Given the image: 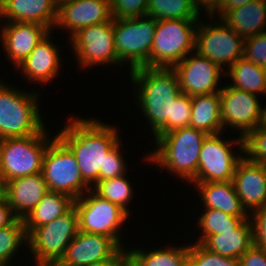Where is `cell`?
Instances as JSON below:
<instances>
[{
	"label": "cell",
	"instance_id": "cell-1",
	"mask_svg": "<svg viewBox=\"0 0 266 266\" xmlns=\"http://www.w3.org/2000/svg\"><path fill=\"white\" fill-rule=\"evenodd\" d=\"M66 121L55 135L71 150L83 180L92 188L104 180L105 157L122 140L121 131L111 123L90 117L70 116Z\"/></svg>",
	"mask_w": 266,
	"mask_h": 266
},
{
	"label": "cell",
	"instance_id": "cell-2",
	"mask_svg": "<svg viewBox=\"0 0 266 266\" xmlns=\"http://www.w3.org/2000/svg\"><path fill=\"white\" fill-rule=\"evenodd\" d=\"M128 73L136 89L135 106L145 116L154 140L171 132L173 103L182 93L176 72L172 68L141 67Z\"/></svg>",
	"mask_w": 266,
	"mask_h": 266
},
{
	"label": "cell",
	"instance_id": "cell-3",
	"mask_svg": "<svg viewBox=\"0 0 266 266\" xmlns=\"http://www.w3.org/2000/svg\"><path fill=\"white\" fill-rule=\"evenodd\" d=\"M207 135L191 126L161 134L143 160L191 184L197 177L199 154Z\"/></svg>",
	"mask_w": 266,
	"mask_h": 266
},
{
	"label": "cell",
	"instance_id": "cell-4",
	"mask_svg": "<svg viewBox=\"0 0 266 266\" xmlns=\"http://www.w3.org/2000/svg\"><path fill=\"white\" fill-rule=\"evenodd\" d=\"M15 87L0 78V139L39 134L47 127L41 115L39 90Z\"/></svg>",
	"mask_w": 266,
	"mask_h": 266
},
{
	"label": "cell",
	"instance_id": "cell-5",
	"mask_svg": "<svg viewBox=\"0 0 266 266\" xmlns=\"http://www.w3.org/2000/svg\"><path fill=\"white\" fill-rule=\"evenodd\" d=\"M55 136H50L45 128L39 134L1 139L0 179L3 185L17 177L41 173L45 151Z\"/></svg>",
	"mask_w": 266,
	"mask_h": 266
},
{
	"label": "cell",
	"instance_id": "cell-6",
	"mask_svg": "<svg viewBox=\"0 0 266 266\" xmlns=\"http://www.w3.org/2000/svg\"><path fill=\"white\" fill-rule=\"evenodd\" d=\"M156 25L157 20L148 15L114 19L115 51L120 68L127 64L129 71L150 67Z\"/></svg>",
	"mask_w": 266,
	"mask_h": 266
},
{
	"label": "cell",
	"instance_id": "cell-7",
	"mask_svg": "<svg viewBox=\"0 0 266 266\" xmlns=\"http://www.w3.org/2000/svg\"><path fill=\"white\" fill-rule=\"evenodd\" d=\"M199 19L157 20L150 51V68H173L195 51Z\"/></svg>",
	"mask_w": 266,
	"mask_h": 266
},
{
	"label": "cell",
	"instance_id": "cell-8",
	"mask_svg": "<svg viewBox=\"0 0 266 266\" xmlns=\"http://www.w3.org/2000/svg\"><path fill=\"white\" fill-rule=\"evenodd\" d=\"M78 216V230L110 237L121 249L125 242L121 239L122 227L130 219L118 205L97 195L92 189L74 202ZM124 225V226H123Z\"/></svg>",
	"mask_w": 266,
	"mask_h": 266
},
{
	"label": "cell",
	"instance_id": "cell-9",
	"mask_svg": "<svg viewBox=\"0 0 266 266\" xmlns=\"http://www.w3.org/2000/svg\"><path fill=\"white\" fill-rule=\"evenodd\" d=\"M223 132L207 135L199 154L197 177L191 183L233 181L235 168L244 156L243 138L225 139ZM230 140V141H229ZM234 146L240 153H235ZM234 149V150H233Z\"/></svg>",
	"mask_w": 266,
	"mask_h": 266
},
{
	"label": "cell",
	"instance_id": "cell-10",
	"mask_svg": "<svg viewBox=\"0 0 266 266\" xmlns=\"http://www.w3.org/2000/svg\"><path fill=\"white\" fill-rule=\"evenodd\" d=\"M41 174L49 191L69 195L75 200L91 189L83 180L71 150L57 136L45 151Z\"/></svg>",
	"mask_w": 266,
	"mask_h": 266
},
{
	"label": "cell",
	"instance_id": "cell-11",
	"mask_svg": "<svg viewBox=\"0 0 266 266\" xmlns=\"http://www.w3.org/2000/svg\"><path fill=\"white\" fill-rule=\"evenodd\" d=\"M207 18L208 23L202 17L199 19L195 33V51L227 70L243 57L244 39L220 18L216 20L213 15H208Z\"/></svg>",
	"mask_w": 266,
	"mask_h": 266
},
{
	"label": "cell",
	"instance_id": "cell-12",
	"mask_svg": "<svg viewBox=\"0 0 266 266\" xmlns=\"http://www.w3.org/2000/svg\"><path fill=\"white\" fill-rule=\"evenodd\" d=\"M78 231V216L73 206L50 223L36 227L27 236L29 253L26 256L32 255V262H59Z\"/></svg>",
	"mask_w": 266,
	"mask_h": 266
},
{
	"label": "cell",
	"instance_id": "cell-13",
	"mask_svg": "<svg viewBox=\"0 0 266 266\" xmlns=\"http://www.w3.org/2000/svg\"><path fill=\"white\" fill-rule=\"evenodd\" d=\"M75 61L81 69L118 65L115 51L114 19L96 25L86 26L76 32L68 41Z\"/></svg>",
	"mask_w": 266,
	"mask_h": 266
},
{
	"label": "cell",
	"instance_id": "cell-14",
	"mask_svg": "<svg viewBox=\"0 0 266 266\" xmlns=\"http://www.w3.org/2000/svg\"><path fill=\"white\" fill-rule=\"evenodd\" d=\"M225 84L219 92L223 132L234 129L244 138L265 123V104L259 102L258 95Z\"/></svg>",
	"mask_w": 266,
	"mask_h": 266
},
{
	"label": "cell",
	"instance_id": "cell-15",
	"mask_svg": "<svg viewBox=\"0 0 266 266\" xmlns=\"http://www.w3.org/2000/svg\"><path fill=\"white\" fill-rule=\"evenodd\" d=\"M178 77L182 93L190 97L195 95L219 93L222 89V78L226 71L209 58L196 51L189 53L182 61L172 68Z\"/></svg>",
	"mask_w": 266,
	"mask_h": 266
},
{
	"label": "cell",
	"instance_id": "cell-16",
	"mask_svg": "<svg viewBox=\"0 0 266 266\" xmlns=\"http://www.w3.org/2000/svg\"><path fill=\"white\" fill-rule=\"evenodd\" d=\"M121 250L110 237L78 231L59 263L62 266H95L111 260Z\"/></svg>",
	"mask_w": 266,
	"mask_h": 266
},
{
	"label": "cell",
	"instance_id": "cell-17",
	"mask_svg": "<svg viewBox=\"0 0 266 266\" xmlns=\"http://www.w3.org/2000/svg\"><path fill=\"white\" fill-rule=\"evenodd\" d=\"M0 42L5 55L16 68L34 50L50 30L35 22L0 21Z\"/></svg>",
	"mask_w": 266,
	"mask_h": 266
},
{
	"label": "cell",
	"instance_id": "cell-18",
	"mask_svg": "<svg viewBox=\"0 0 266 266\" xmlns=\"http://www.w3.org/2000/svg\"><path fill=\"white\" fill-rule=\"evenodd\" d=\"M50 31L28 55V57L15 69L27 79V83L47 85V82H53L61 73L62 55L59 46L54 44ZM61 66V67H60Z\"/></svg>",
	"mask_w": 266,
	"mask_h": 266
},
{
	"label": "cell",
	"instance_id": "cell-19",
	"mask_svg": "<svg viewBox=\"0 0 266 266\" xmlns=\"http://www.w3.org/2000/svg\"><path fill=\"white\" fill-rule=\"evenodd\" d=\"M112 19L110 0H72L58 7L54 30L64 29L70 39L86 26L96 25ZM70 31V32H68Z\"/></svg>",
	"mask_w": 266,
	"mask_h": 266
},
{
	"label": "cell",
	"instance_id": "cell-20",
	"mask_svg": "<svg viewBox=\"0 0 266 266\" xmlns=\"http://www.w3.org/2000/svg\"><path fill=\"white\" fill-rule=\"evenodd\" d=\"M233 183L249 215L266 205V165L243 156L236 165Z\"/></svg>",
	"mask_w": 266,
	"mask_h": 266
},
{
	"label": "cell",
	"instance_id": "cell-21",
	"mask_svg": "<svg viewBox=\"0 0 266 266\" xmlns=\"http://www.w3.org/2000/svg\"><path fill=\"white\" fill-rule=\"evenodd\" d=\"M49 191L41 173L22 176L4 184L3 195L17 219H24Z\"/></svg>",
	"mask_w": 266,
	"mask_h": 266
},
{
	"label": "cell",
	"instance_id": "cell-22",
	"mask_svg": "<svg viewBox=\"0 0 266 266\" xmlns=\"http://www.w3.org/2000/svg\"><path fill=\"white\" fill-rule=\"evenodd\" d=\"M57 17L53 0H0V21L35 22L53 31Z\"/></svg>",
	"mask_w": 266,
	"mask_h": 266
},
{
	"label": "cell",
	"instance_id": "cell-23",
	"mask_svg": "<svg viewBox=\"0 0 266 266\" xmlns=\"http://www.w3.org/2000/svg\"><path fill=\"white\" fill-rule=\"evenodd\" d=\"M193 188L199 193L204 208L221 210L232 216H249L242 207L233 181L196 183Z\"/></svg>",
	"mask_w": 266,
	"mask_h": 266
},
{
	"label": "cell",
	"instance_id": "cell-24",
	"mask_svg": "<svg viewBox=\"0 0 266 266\" xmlns=\"http://www.w3.org/2000/svg\"><path fill=\"white\" fill-rule=\"evenodd\" d=\"M243 39L266 31V0H254L220 18Z\"/></svg>",
	"mask_w": 266,
	"mask_h": 266
},
{
	"label": "cell",
	"instance_id": "cell-25",
	"mask_svg": "<svg viewBox=\"0 0 266 266\" xmlns=\"http://www.w3.org/2000/svg\"><path fill=\"white\" fill-rule=\"evenodd\" d=\"M253 227L245 219L236 229L209 236L202 245L224 257L239 258L253 245Z\"/></svg>",
	"mask_w": 266,
	"mask_h": 266
},
{
	"label": "cell",
	"instance_id": "cell-26",
	"mask_svg": "<svg viewBox=\"0 0 266 266\" xmlns=\"http://www.w3.org/2000/svg\"><path fill=\"white\" fill-rule=\"evenodd\" d=\"M191 127L211 135L223 132L219 93L191 97Z\"/></svg>",
	"mask_w": 266,
	"mask_h": 266
},
{
	"label": "cell",
	"instance_id": "cell-27",
	"mask_svg": "<svg viewBox=\"0 0 266 266\" xmlns=\"http://www.w3.org/2000/svg\"><path fill=\"white\" fill-rule=\"evenodd\" d=\"M71 196L48 191L37 206L23 219L27 236L36 228L62 216L74 206Z\"/></svg>",
	"mask_w": 266,
	"mask_h": 266
},
{
	"label": "cell",
	"instance_id": "cell-28",
	"mask_svg": "<svg viewBox=\"0 0 266 266\" xmlns=\"http://www.w3.org/2000/svg\"><path fill=\"white\" fill-rule=\"evenodd\" d=\"M182 245L167 244L153 250L128 247L127 250L131 260L138 266H189V243Z\"/></svg>",
	"mask_w": 266,
	"mask_h": 266
},
{
	"label": "cell",
	"instance_id": "cell-29",
	"mask_svg": "<svg viewBox=\"0 0 266 266\" xmlns=\"http://www.w3.org/2000/svg\"><path fill=\"white\" fill-rule=\"evenodd\" d=\"M225 71V76H229L231 82L227 83L229 86L258 96L261 94V97L266 95V76L263 67L242 57Z\"/></svg>",
	"mask_w": 266,
	"mask_h": 266
},
{
	"label": "cell",
	"instance_id": "cell-30",
	"mask_svg": "<svg viewBox=\"0 0 266 266\" xmlns=\"http://www.w3.org/2000/svg\"><path fill=\"white\" fill-rule=\"evenodd\" d=\"M203 213L197 218L199 228L198 239L194 243L202 244L209 236L220 234L221 232L236 229L249 216H232L221 210L204 208Z\"/></svg>",
	"mask_w": 266,
	"mask_h": 266
},
{
	"label": "cell",
	"instance_id": "cell-31",
	"mask_svg": "<svg viewBox=\"0 0 266 266\" xmlns=\"http://www.w3.org/2000/svg\"><path fill=\"white\" fill-rule=\"evenodd\" d=\"M126 176L127 174H124L116 178L98 181L91 189L102 198L118 205L131 217L132 211L129 210L131 207L128 206L135 192Z\"/></svg>",
	"mask_w": 266,
	"mask_h": 266
},
{
	"label": "cell",
	"instance_id": "cell-32",
	"mask_svg": "<svg viewBox=\"0 0 266 266\" xmlns=\"http://www.w3.org/2000/svg\"><path fill=\"white\" fill-rule=\"evenodd\" d=\"M23 246L27 249L28 240L23 219H16L11 225L0 228V265H15L13 260L22 252L21 249L24 250Z\"/></svg>",
	"mask_w": 266,
	"mask_h": 266
},
{
	"label": "cell",
	"instance_id": "cell-33",
	"mask_svg": "<svg viewBox=\"0 0 266 266\" xmlns=\"http://www.w3.org/2000/svg\"><path fill=\"white\" fill-rule=\"evenodd\" d=\"M147 15L156 20L201 18L192 0H148Z\"/></svg>",
	"mask_w": 266,
	"mask_h": 266
},
{
	"label": "cell",
	"instance_id": "cell-34",
	"mask_svg": "<svg viewBox=\"0 0 266 266\" xmlns=\"http://www.w3.org/2000/svg\"><path fill=\"white\" fill-rule=\"evenodd\" d=\"M243 154L253 162L266 165V124L258 125L243 138Z\"/></svg>",
	"mask_w": 266,
	"mask_h": 266
},
{
	"label": "cell",
	"instance_id": "cell-35",
	"mask_svg": "<svg viewBox=\"0 0 266 266\" xmlns=\"http://www.w3.org/2000/svg\"><path fill=\"white\" fill-rule=\"evenodd\" d=\"M193 242L189 243V266H240L239 260L213 253Z\"/></svg>",
	"mask_w": 266,
	"mask_h": 266
},
{
	"label": "cell",
	"instance_id": "cell-36",
	"mask_svg": "<svg viewBox=\"0 0 266 266\" xmlns=\"http://www.w3.org/2000/svg\"><path fill=\"white\" fill-rule=\"evenodd\" d=\"M148 0H110L113 19L134 18L147 15Z\"/></svg>",
	"mask_w": 266,
	"mask_h": 266
},
{
	"label": "cell",
	"instance_id": "cell-37",
	"mask_svg": "<svg viewBox=\"0 0 266 266\" xmlns=\"http://www.w3.org/2000/svg\"><path fill=\"white\" fill-rule=\"evenodd\" d=\"M243 58L261 67L266 65V31L244 39Z\"/></svg>",
	"mask_w": 266,
	"mask_h": 266
},
{
	"label": "cell",
	"instance_id": "cell-38",
	"mask_svg": "<svg viewBox=\"0 0 266 266\" xmlns=\"http://www.w3.org/2000/svg\"><path fill=\"white\" fill-rule=\"evenodd\" d=\"M122 141L120 140L108 153L107 157H105L104 163V180L116 178L127 174L128 166L125 161V157H123V152L120 148L122 146Z\"/></svg>",
	"mask_w": 266,
	"mask_h": 266
},
{
	"label": "cell",
	"instance_id": "cell-39",
	"mask_svg": "<svg viewBox=\"0 0 266 266\" xmlns=\"http://www.w3.org/2000/svg\"><path fill=\"white\" fill-rule=\"evenodd\" d=\"M191 120V97L181 93L173 103L172 131L190 125Z\"/></svg>",
	"mask_w": 266,
	"mask_h": 266
},
{
	"label": "cell",
	"instance_id": "cell-40",
	"mask_svg": "<svg viewBox=\"0 0 266 266\" xmlns=\"http://www.w3.org/2000/svg\"><path fill=\"white\" fill-rule=\"evenodd\" d=\"M254 245L266 249V205L249 215Z\"/></svg>",
	"mask_w": 266,
	"mask_h": 266
},
{
	"label": "cell",
	"instance_id": "cell-41",
	"mask_svg": "<svg viewBox=\"0 0 266 266\" xmlns=\"http://www.w3.org/2000/svg\"><path fill=\"white\" fill-rule=\"evenodd\" d=\"M240 266H266V249L252 245L240 258Z\"/></svg>",
	"mask_w": 266,
	"mask_h": 266
},
{
	"label": "cell",
	"instance_id": "cell-42",
	"mask_svg": "<svg viewBox=\"0 0 266 266\" xmlns=\"http://www.w3.org/2000/svg\"><path fill=\"white\" fill-rule=\"evenodd\" d=\"M222 1L223 0H192L195 8L201 15L205 12L203 16L213 15L219 9Z\"/></svg>",
	"mask_w": 266,
	"mask_h": 266
},
{
	"label": "cell",
	"instance_id": "cell-43",
	"mask_svg": "<svg viewBox=\"0 0 266 266\" xmlns=\"http://www.w3.org/2000/svg\"><path fill=\"white\" fill-rule=\"evenodd\" d=\"M17 218L14 216L7 199L3 195L0 198V228L11 225Z\"/></svg>",
	"mask_w": 266,
	"mask_h": 266
},
{
	"label": "cell",
	"instance_id": "cell-44",
	"mask_svg": "<svg viewBox=\"0 0 266 266\" xmlns=\"http://www.w3.org/2000/svg\"><path fill=\"white\" fill-rule=\"evenodd\" d=\"M254 0H223L219 9L213 14L221 18L227 11L239 8Z\"/></svg>",
	"mask_w": 266,
	"mask_h": 266
},
{
	"label": "cell",
	"instance_id": "cell-45",
	"mask_svg": "<svg viewBox=\"0 0 266 266\" xmlns=\"http://www.w3.org/2000/svg\"><path fill=\"white\" fill-rule=\"evenodd\" d=\"M130 253L127 250V247L125 249H122L114 258L111 260L98 264L95 266H125V264L130 260Z\"/></svg>",
	"mask_w": 266,
	"mask_h": 266
},
{
	"label": "cell",
	"instance_id": "cell-46",
	"mask_svg": "<svg viewBox=\"0 0 266 266\" xmlns=\"http://www.w3.org/2000/svg\"><path fill=\"white\" fill-rule=\"evenodd\" d=\"M32 266H62L59 262H33Z\"/></svg>",
	"mask_w": 266,
	"mask_h": 266
},
{
	"label": "cell",
	"instance_id": "cell-47",
	"mask_svg": "<svg viewBox=\"0 0 266 266\" xmlns=\"http://www.w3.org/2000/svg\"><path fill=\"white\" fill-rule=\"evenodd\" d=\"M53 1L57 7H60L63 3H66V2L72 1V0H53Z\"/></svg>",
	"mask_w": 266,
	"mask_h": 266
},
{
	"label": "cell",
	"instance_id": "cell-48",
	"mask_svg": "<svg viewBox=\"0 0 266 266\" xmlns=\"http://www.w3.org/2000/svg\"><path fill=\"white\" fill-rule=\"evenodd\" d=\"M3 192H4V185L0 179V198L3 196Z\"/></svg>",
	"mask_w": 266,
	"mask_h": 266
},
{
	"label": "cell",
	"instance_id": "cell-49",
	"mask_svg": "<svg viewBox=\"0 0 266 266\" xmlns=\"http://www.w3.org/2000/svg\"><path fill=\"white\" fill-rule=\"evenodd\" d=\"M125 266H138L131 259L125 264Z\"/></svg>",
	"mask_w": 266,
	"mask_h": 266
},
{
	"label": "cell",
	"instance_id": "cell-50",
	"mask_svg": "<svg viewBox=\"0 0 266 266\" xmlns=\"http://www.w3.org/2000/svg\"><path fill=\"white\" fill-rule=\"evenodd\" d=\"M263 69H264L265 76H266V65L263 67Z\"/></svg>",
	"mask_w": 266,
	"mask_h": 266
},
{
	"label": "cell",
	"instance_id": "cell-51",
	"mask_svg": "<svg viewBox=\"0 0 266 266\" xmlns=\"http://www.w3.org/2000/svg\"><path fill=\"white\" fill-rule=\"evenodd\" d=\"M265 124H266V106H265Z\"/></svg>",
	"mask_w": 266,
	"mask_h": 266
}]
</instances>
